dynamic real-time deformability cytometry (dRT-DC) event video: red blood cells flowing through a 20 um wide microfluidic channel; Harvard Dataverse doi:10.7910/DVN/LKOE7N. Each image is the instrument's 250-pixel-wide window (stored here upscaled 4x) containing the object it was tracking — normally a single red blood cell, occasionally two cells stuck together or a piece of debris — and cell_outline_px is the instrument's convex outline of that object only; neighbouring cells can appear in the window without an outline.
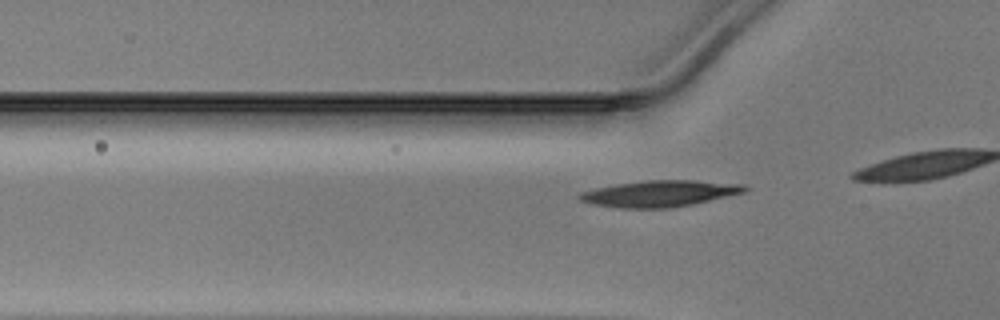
{"species": "Egyptian fruit bat (a non-hibernating species)", "species_latin": "Rousettus aegyptiacus", "temperature_condition": "warm", "stored_images_in_passage": 12, "camera_frame_rate_fps": 3000, "um_per_image_px": 0.085, "animal": {"sex": "male"}, "frame": {"image": 1, "passage_image": 7, "time_ms": 2.0, "image_size_px": [1000, 320], "cell_outline_px": [[748, 188], [744, 192], [692, 204], [672, 208], [620, 208], [592, 204], [580, 200], [576, 196], [580, 192], [596, 188], [616, 184], [648, 180], [692, 180], [744, 184]], "centroid_in_image_um": [56.04, 16.45], "position_along_channel_um": 69.8, "area_um2": 25.2}}